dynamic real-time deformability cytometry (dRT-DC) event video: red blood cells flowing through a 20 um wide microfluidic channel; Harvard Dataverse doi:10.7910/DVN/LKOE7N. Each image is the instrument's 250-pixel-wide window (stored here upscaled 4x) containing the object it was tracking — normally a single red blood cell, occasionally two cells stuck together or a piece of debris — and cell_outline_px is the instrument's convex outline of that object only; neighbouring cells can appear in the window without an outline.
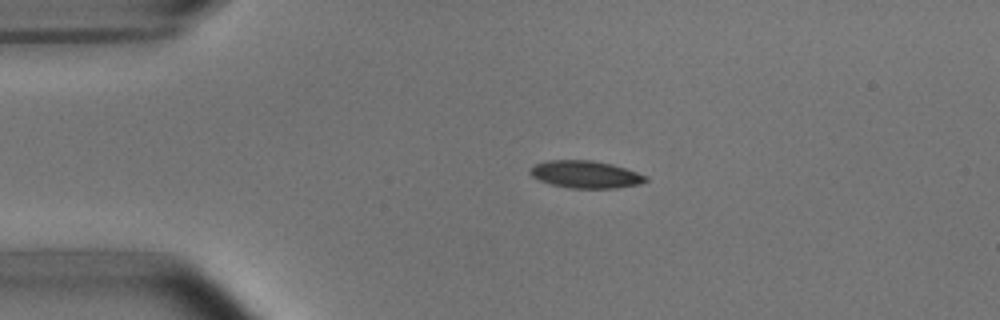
{"species": "common noctule bat (a hibernating species)", "species_latin": "Nyctalus noctula", "temperature_condition": "room temperature", "stored_images_in_passage": 2, "camera_frame_rate_fps": 3000, "um_per_image_px": 0.085, "animal": {"sex": "male", "body_mass_g": 15.6}, "frame": {"image": 1, "passage_image": 1, "time_ms": 0.0, "image_size_px": [1000, 320], "cell_outline_px": [[648, 180], [640, 184], [616, 188], [572, 188], [552, 184], [540, 180], [532, 176], [528, 172], [536, 164], [548, 160], [592, 160], [612, 164], [648, 176]], "centroid_in_image_um": [49.8, 14.82], "position_along_channel_um": 35.2, "area_um2": 18.26}}